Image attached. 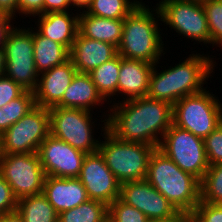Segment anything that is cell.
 Instances as JSON below:
<instances>
[{
  "instance_id": "cell-15",
  "label": "cell",
  "mask_w": 222,
  "mask_h": 222,
  "mask_svg": "<svg viewBox=\"0 0 222 222\" xmlns=\"http://www.w3.org/2000/svg\"><path fill=\"white\" fill-rule=\"evenodd\" d=\"M119 199L140 210L149 220L167 218L178 211L146 179L121 183Z\"/></svg>"
},
{
  "instance_id": "cell-11",
  "label": "cell",
  "mask_w": 222,
  "mask_h": 222,
  "mask_svg": "<svg viewBox=\"0 0 222 222\" xmlns=\"http://www.w3.org/2000/svg\"><path fill=\"white\" fill-rule=\"evenodd\" d=\"M156 17L180 35L204 44L210 43V32L203 5L199 1L161 0Z\"/></svg>"
},
{
  "instance_id": "cell-42",
  "label": "cell",
  "mask_w": 222,
  "mask_h": 222,
  "mask_svg": "<svg viewBox=\"0 0 222 222\" xmlns=\"http://www.w3.org/2000/svg\"><path fill=\"white\" fill-rule=\"evenodd\" d=\"M91 2L92 0H70L71 6L83 8L84 11L91 5Z\"/></svg>"
},
{
  "instance_id": "cell-19",
  "label": "cell",
  "mask_w": 222,
  "mask_h": 222,
  "mask_svg": "<svg viewBox=\"0 0 222 222\" xmlns=\"http://www.w3.org/2000/svg\"><path fill=\"white\" fill-rule=\"evenodd\" d=\"M154 64L120 56L118 93L127 95L126 100L147 96Z\"/></svg>"
},
{
  "instance_id": "cell-43",
  "label": "cell",
  "mask_w": 222,
  "mask_h": 222,
  "mask_svg": "<svg viewBox=\"0 0 222 222\" xmlns=\"http://www.w3.org/2000/svg\"><path fill=\"white\" fill-rule=\"evenodd\" d=\"M5 51L4 48H0V76L4 75V71H5Z\"/></svg>"
},
{
  "instance_id": "cell-13",
  "label": "cell",
  "mask_w": 222,
  "mask_h": 222,
  "mask_svg": "<svg viewBox=\"0 0 222 222\" xmlns=\"http://www.w3.org/2000/svg\"><path fill=\"white\" fill-rule=\"evenodd\" d=\"M46 176L78 178L86 153L49 134L38 149Z\"/></svg>"
},
{
  "instance_id": "cell-22",
  "label": "cell",
  "mask_w": 222,
  "mask_h": 222,
  "mask_svg": "<svg viewBox=\"0 0 222 222\" xmlns=\"http://www.w3.org/2000/svg\"><path fill=\"white\" fill-rule=\"evenodd\" d=\"M124 20L93 16L86 11L79 14V33L89 39L103 41L118 47L122 38Z\"/></svg>"
},
{
  "instance_id": "cell-31",
  "label": "cell",
  "mask_w": 222,
  "mask_h": 222,
  "mask_svg": "<svg viewBox=\"0 0 222 222\" xmlns=\"http://www.w3.org/2000/svg\"><path fill=\"white\" fill-rule=\"evenodd\" d=\"M147 216L119 198L109 205L108 222H148Z\"/></svg>"
},
{
  "instance_id": "cell-17",
  "label": "cell",
  "mask_w": 222,
  "mask_h": 222,
  "mask_svg": "<svg viewBox=\"0 0 222 222\" xmlns=\"http://www.w3.org/2000/svg\"><path fill=\"white\" fill-rule=\"evenodd\" d=\"M43 194L57 214L75 208L89 199L84 185L78 178L46 176Z\"/></svg>"
},
{
  "instance_id": "cell-27",
  "label": "cell",
  "mask_w": 222,
  "mask_h": 222,
  "mask_svg": "<svg viewBox=\"0 0 222 222\" xmlns=\"http://www.w3.org/2000/svg\"><path fill=\"white\" fill-rule=\"evenodd\" d=\"M36 106L34 92L24 91L0 108V135Z\"/></svg>"
},
{
  "instance_id": "cell-9",
  "label": "cell",
  "mask_w": 222,
  "mask_h": 222,
  "mask_svg": "<svg viewBox=\"0 0 222 222\" xmlns=\"http://www.w3.org/2000/svg\"><path fill=\"white\" fill-rule=\"evenodd\" d=\"M49 134V108L36 105L1 135L2 154L37 153Z\"/></svg>"
},
{
  "instance_id": "cell-5",
  "label": "cell",
  "mask_w": 222,
  "mask_h": 222,
  "mask_svg": "<svg viewBox=\"0 0 222 222\" xmlns=\"http://www.w3.org/2000/svg\"><path fill=\"white\" fill-rule=\"evenodd\" d=\"M101 122L105 125V141L99 143L98 151L117 180L124 183L146 179L149 159L156 147L120 140L107 129L106 119Z\"/></svg>"
},
{
  "instance_id": "cell-28",
  "label": "cell",
  "mask_w": 222,
  "mask_h": 222,
  "mask_svg": "<svg viewBox=\"0 0 222 222\" xmlns=\"http://www.w3.org/2000/svg\"><path fill=\"white\" fill-rule=\"evenodd\" d=\"M139 4L135 0H92L86 12L107 19L124 20Z\"/></svg>"
},
{
  "instance_id": "cell-16",
  "label": "cell",
  "mask_w": 222,
  "mask_h": 222,
  "mask_svg": "<svg viewBox=\"0 0 222 222\" xmlns=\"http://www.w3.org/2000/svg\"><path fill=\"white\" fill-rule=\"evenodd\" d=\"M76 72L72 60L69 59L63 64L40 73L39 78H41L34 90L36 105L44 108L56 106L62 100Z\"/></svg>"
},
{
  "instance_id": "cell-1",
  "label": "cell",
  "mask_w": 222,
  "mask_h": 222,
  "mask_svg": "<svg viewBox=\"0 0 222 222\" xmlns=\"http://www.w3.org/2000/svg\"><path fill=\"white\" fill-rule=\"evenodd\" d=\"M112 107V114L107 116V129L123 141L140 142L158 148L162 136L173 122V106L148 96L123 100Z\"/></svg>"
},
{
  "instance_id": "cell-6",
  "label": "cell",
  "mask_w": 222,
  "mask_h": 222,
  "mask_svg": "<svg viewBox=\"0 0 222 222\" xmlns=\"http://www.w3.org/2000/svg\"><path fill=\"white\" fill-rule=\"evenodd\" d=\"M206 89L173 105V124L205 139L222 123V104Z\"/></svg>"
},
{
  "instance_id": "cell-39",
  "label": "cell",
  "mask_w": 222,
  "mask_h": 222,
  "mask_svg": "<svg viewBox=\"0 0 222 222\" xmlns=\"http://www.w3.org/2000/svg\"><path fill=\"white\" fill-rule=\"evenodd\" d=\"M11 17L0 13V48L3 47L7 32L12 28Z\"/></svg>"
},
{
  "instance_id": "cell-34",
  "label": "cell",
  "mask_w": 222,
  "mask_h": 222,
  "mask_svg": "<svg viewBox=\"0 0 222 222\" xmlns=\"http://www.w3.org/2000/svg\"><path fill=\"white\" fill-rule=\"evenodd\" d=\"M25 90L12 79L0 76V108L19 97Z\"/></svg>"
},
{
  "instance_id": "cell-18",
  "label": "cell",
  "mask_w": 222,
  "mask_h": 222,
  "mask_svg": "<svg viewBox=\"0 0 222 222\" xmlns=\"http://www.w3.org/2000/svg\"><path fill=\"white\" fill-rule=\"evenodd\" d=\"M118 54L117 47L82 36L79 32L70 50V59L77 72L90 73Z\"/></svg>"
},
{
  "instance_id": "cell-26",
  "label": "cell",
  "mask_w": 222,
  "mask_h": 222,
  "mask_svg": "<svg viewBox=\"0 0 222 222\" xmlns=\"http://www.w3.org/2000/svg\"><path fill=\"white\" fill-rule=\"evenodd\" d=\"M108 216L107 204L88 199L79 206L58 214V222H108Z\"/></svg>"
},
{
  "instance_id": "cell-30",
  "label": "cell",
  "mask_w": 222,
  "mask_h": 222,
  "mask_svg": "<svg viewBox=\"0 0 222 222\" xmlns=\"http://www.w3.org/2000/svg\"><path fill=\"white\" fill-rule=\"evenodd\" d=\"M201 3L208 22L210 44L222 46V0H203Z\"/></svg>"
},
{
  "instance_id": "cell-35",
  "label": "cell",
  "mask_w": 222,
  "mask_h": 222,
  "mask_svg": "<svg viewBox=\"0 0 222 222\" xmlns=\"http://www.w3.org/2000/svg\"><path fill=\"white\" fill-rule=\"evenodd\" d=\"M17 202L10 185L0 175V216L15 211Z\"/></svg>"
},
{
  "instance_id": "cell-12",
  "label": "cell",
  "mask_w": 222,
  "mask_h": 222,
  "mask_svg": "<svg viewBox=\"0 0 222 222\" xmlns=\"http://www.w3.org/2000/svg\"><path fill=\"white\" fill-rule=\"evenodd\" d=\"M0 175L10 185L17 199L43 193L46 175L38 153L2 154Z\"/></svg>"
},
{
  "instance_id": "cell-41",
  "label": "cell",
  "mask_w": 222,
  "mask_h": 222,
  "mask_svg": "<svg viewBox=\"0 0 222 222\" xmlns=\"http://www.w3.org/2000/svg\"><path fill=\"white\" fill-rule=\"evenodd\" d=\"M0 222H24L17 210L0 216Z\"/></svg>"
},
{
  "instance_id": "cell-32",
  "label": "cell",
  "mask_w": 222,
  "mask_h": 222,
  "mask_svg": "<svg viewBox=\"0 0 222 222\" xmlns=\"http://www.w3.org/2000/svg\"><path fill=\"white\" fill-rule=\"evenodd\" d=\"M190 222H222V204L200 202L189 213Z\"/></svg>"
},
{
  "instance_id": "cell-40",
  "label": "cell",
  "mask_w": 222,
  "mask_h": 222,
  "mask_svg": "<svg viewBox=\"0 0 222 222\" xmlns=\"http://www.w3.org/2000/svg\"><path fill=\"white\" fill-rule=\"evenodd\" d=\"M148 222H190L189 213L178 210L174 215L167 218L151 219Z\"/></svg>"
},
{
  "instance_id": "cell-45",
  "label": "cell",
  "mask_w": 222,
  "mask_h": 222,
  "mask_svg": "<svg viewBox=\"0 0 222 222\" xmlns=\"http://www.w3.org/2000/svg\"><path fill=\"white\" fill-rule=\"evenodd\" d=\"M1 155H2V151H1V135H0V158H1Z\"/></svg>"
},
{
  "instance_id": "cell-20",
  "label": "cell",
  "mask_w": 222,
  "mask_h": 222,
  "mask_svg": "<svg viewBox=\"0 0 222 222\" xmlns=\"http://www.w3.org/2000/svg\"><path fill=\"white\" fill-rule=\"evenodd\" d=\"M71 16V17H70ZM38 32L71 50L79 31V15L69 12H50L39 15Z\"/></svg>"
},
{
  "instance_id": "cell-7",
  "label": "cell",
  "mask_w": 222,
  "mask_h": 222,
  "mask_svg": "<svg viewBox=\"0 0 222 222\" xmlns=\"http://www.w3.org/2000/svg\"><path fill=\"white\" fill-rule=\"evenodd\" d=\"M17 28L12 26L4 41L6 60L4 76L12 79L25 91L34 92L40 74L36 69L33 57L32 30Z\"/></svg>"
},
{
  "instance_id": "cell-10",
  "label": "cell",
  "mask_w": 222,
  "mask_h": 222,
  "mask_svg": "<svg viewBox=\"0 0 222 222\" xmlns=\"http://www.w3.org/2000/svg\"><path fill=\"white\" fill-rule=\"evenodd\" d=\"M50 134L86 154L98 151L92 134L90 111L78 108H49ZM93 135V136H92Z\"/></svg>"
},
{
  "instance_id": "cell-24",
  "label": "cell",
  "mask_w": 222,
  "mask_h": 222,
  "mask_svg": "<svg viewBox=\"0 0 222 222\" xmlns=\"http://www.w3.org/2000/svg\"><path fill=\"white\" fill-rule=\"evenodd\" d=\"M17 212L24 222H58V214L43 193L18 199Z\"/></svg>"
},
{
  "instance_id": "cell-37",
  "label": "cell",
  "mask_w": 222,
  "mask_h": 222,
  "mask_svg": "<svg viewBox=\"0 0 222 222\" xmlns=\"http://www.w3.org/2000/svg\"><path fill=\"white\" fill-rule=\"evenodd\" d=\"M69 6L70 0H44V13L64 12Z\"/></svg>"
},
{
  "instance_id": "cell-25",
  "label": "cell",
  "mask_w": 222,
  "mask_h": 222,
  "mask_svg": "<svg viewBox=\"0 0 222 222\" xmlns=\"http://www.w3.org/2000/svg\"><path fill=\"white\" fill-rule=\"evenodd\" d=\"M120 71V55L93 69L89 75L102 98L110 99L117 94L118 76Z\"/></svg>"
},
{
  "instance_id": "cell-21",
  "label": "cell",
  "mask_w": 222,
  "mask_h": 222,
  "mask_svg": "<svg viewBox=\"0 0 222 222\" xmlns=\"http://www.w3.org/2000/svg\"><path fill=\"white\" fill-rule=\"evenodd\" d=\"M105 101L98 93L89 73L76 72L62 100L54 107L78 108L91 111L90 107Z\"/></svg>"
},
{
  "instance_id": "cell-38",
  "label": "cell",
  "mask_w": 222,
  "mask_h": 222,
  "mask_svg": "<svg viewBox=\"0 0 222 222\" xmlns=\"http://www.w3.org/2000/svg\"><path fill=\"white\" fill-rule=\"evenodd\" d=\"M16 11L18 12V0H0V13L13 19Z\"/></svg>"
},
{
  "instance_id": "cell-2",
  "label": "cell",
  "mask_w": 222,
  "mask_h": 222,
  "mask_svg": "<svg viewBox=\"0 0 222 222\" xmlns=\"http://www.w3.org/2000/svg\"><path fill=\"white\" fill-rule=\"evenodd\" d=\"M190 56L161 73L156 70L157 65L154 64L147 96L173 106L185 96L204 91L203 84L214 70V60L200 53Z\"/></svg>"
},
{
  "instance_id": "cell-36",
  "label": "cell",
  "mask_w": 222,
  "mask_h": 222,
  "mask_svg": "<svg viewBox=\"0 0 222 222\" xmlns=\"http://www.w3.org/2000/svg\"><path fill=\"white\" fill-rule=\"evenodd\" d=\"M18 13L34 17L44 14V0H18Z\"/></svg>"
},
{
  "instance_id": "cell-33",
  "label": "cell",
  "mask_w": 222,
  "mask_h": 222,
  "mask_svg": "<svg viewBox=\"0 0 222 222\" xmlns=\"http://www.w3.org/2000/svg\"><path fill=\"white\" fill-rule=\"evenodd\" d=\"M204 144L208 164L222 163V123L204 139Z\"/></svg>"
},
{
  "instance_id": "cell-3",
  "label": "cell",
  "mask_w": 222,
  "mask_h": 222,
  "mask_svg": "<svg viewBox=\"0 0 222 222\" xmlns=\"http://www.w3.org/2000/svg\"><path fill=\"white\" fill-rule=\"evenodd\" d=\"M146 180L177 210L190 213L200 203V181L158 148L150 156Z\"/></svg>"
},
{
  "instance_id": "cell-29",
  "label": "cell",
  "mask_w": 222,
  "mask_h": 222,
  "mask_svg": "<svg viewBox=\"0 0 222 222\" xmlns=\"http://www.w3.org/2000/svg\"><path fill=\"white\" fill-rule=\"evenodd\" d=\"M200 202L222 204V163L209 165L200 182Z\"/></svg>"
},
{
  "instance_id": "cell-23",
  "label": "cell",
  "mask_w": 222,
  "mask_h": 222,
  "mask_svg": "<svg viewBox=\"0 0 222 222\" xmlns=\"http://www.w3.org/2000/svg\"><path fill=\"white\" fill-rule=\"evenodd\" d=\"M32 35L33 57L39 74L70 59V50L64 45L42 36L38 31L32 30Z\"/></svg>"
},
{
  "instance_id": "cell-4",
  "label": "cell",
  "mask_w": 222,
  "mask_h": 222,
  "mask_svg": "<svg viewBox=\"0 0 222 222\" xmlns=\"http://www.w3.org/2000/svg\"><path fill=\"white\" fill-rule=\"evenodd\" d=\"M152 10L142 2L124 19L118 54L127 59L159 63L163 51L162 37ZM160 56V57H159Z\"/></svg>"
},
{
  "instance_id": "cell-8",
  "label": "cell",
  "mask_w": 222,
  "mask_h": 222,
  "mask_svg": "<svg viewBox=\"0 0 222 222\" xmlns=\"http://www.w3.org/2000/svg\"><path fill=\"white\" fill-rule=\"evenodd\" d=\"M158 149L200 182L209 168L204 139L173 123L163 135Z\"/></svg>"
},
{
  "instance_id": "cell-44",
  "label": "cell",
  "mask_w": 222,
  "mask_h": 222,
  "mask_svg": "<svg viewBox=\"0 0 222 222\" xmlns=\"http://www.w3.org/2000/svg\"><path fill=\"white\" fill-rule=\"evenodd\" d=\"M178 1H199V2H201L203 0H178Z\"/></svg>"
},
{
  "instance_id": "cell-14",
  "label": "cell",
  "mask_w": 222,
  "mask_h": 222,
  "mask_svg": "<svg viewBox=\"0 0 222 222\" xmlns=\"http://www.w3.org/2000/svg\"><path fill=\"white\" fill-rule=\"evenodd\" d=\"M78 179L84 185L89 199L109 206L119 198L121 183L107 167L99 151L85 156Z\"/></svg>"
}]
</instances>
